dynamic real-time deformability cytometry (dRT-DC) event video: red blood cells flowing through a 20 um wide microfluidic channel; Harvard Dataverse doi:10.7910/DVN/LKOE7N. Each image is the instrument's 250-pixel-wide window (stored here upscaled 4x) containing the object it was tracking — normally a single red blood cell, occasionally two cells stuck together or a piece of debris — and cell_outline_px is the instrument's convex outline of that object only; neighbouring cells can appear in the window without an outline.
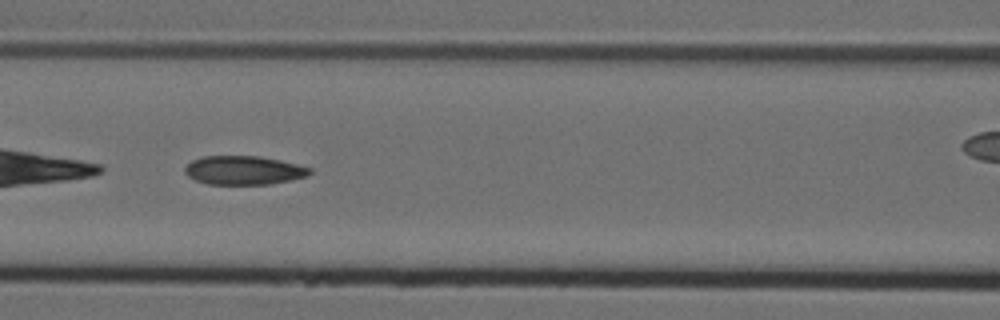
{"species": "Egyptian fruit bat (a non-hibernating species)", "species_latin": "Rousettus aegyptiacus", "temperature_condition": "cold", "stored_images_in_passage": 36, "camera_frame_rate_fps": 3000, "um_per_image_px": 0.085, "animal": {"sex": "female"}, "frame": {"image": 1, "passage_image": 7, "time_ms": 2.0, "image_size_px": [1000, 320], "cell_outline_px": [[312, 172], [308, 176], [292, 180], [272, 184], [208, 184], [196, 180], [188, 176], [184, 172], [184, 168], [192, 160], [204, 156], [260, 156], [280, 160], [312, 168]], "centroid_in_image_um": [20.74, 14.47], "position_along_channel_um": 145.9, "area_um2": 21.04}}
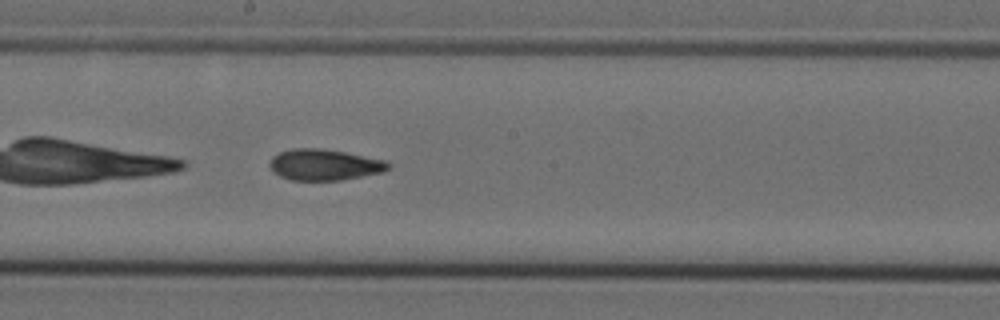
{"frame": {"image": 2, "passage_image": 13, "time_ms": 4.0, "image_size_px": [1000, 320], "cell_outline_px": [[392, 168], [384, 172], [340, 180], [292, 180], [280, 176], [268, 164], [272, 156], [280, 152], [292, 148], [320, 148], [344, 152], [388, 160], [392, 164]], "centroid_in_image_um": [27.63, 13.99], "position_along_channel_um": 220.6, "area_um2": 21.62}}
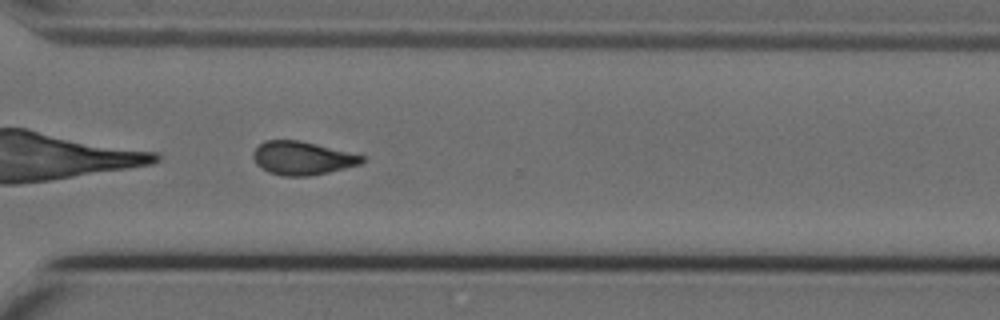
{"frame": {"image": 3, "passage_image": 23, "time_ms": 7.333, "image_size_px": [1000, 320], "cell_outline_px": [[364, 160], [360, 164], [328, 172], [308, 176], [284, 176], [268, 172], [260, 168], [256, 164], [252, 156], [252, 152], [264, 140], [300, 140], [364, 156]], "centroid_in_image_um": [25.63, 13.44], "position_along_channel_um": 345.0, "area_um2": 21.04}, "authors_computed_cell_mechanics": {"area_um2": 21.4727, "velocity_mm_per_s": 3.7505, "shape_relaxation_time_tau1_ms": null, "shape_relaxation_time_tau2_ms": 3.1517, "deformation_change_tau1": null, "deformation_change_tau2": 0.0868}}